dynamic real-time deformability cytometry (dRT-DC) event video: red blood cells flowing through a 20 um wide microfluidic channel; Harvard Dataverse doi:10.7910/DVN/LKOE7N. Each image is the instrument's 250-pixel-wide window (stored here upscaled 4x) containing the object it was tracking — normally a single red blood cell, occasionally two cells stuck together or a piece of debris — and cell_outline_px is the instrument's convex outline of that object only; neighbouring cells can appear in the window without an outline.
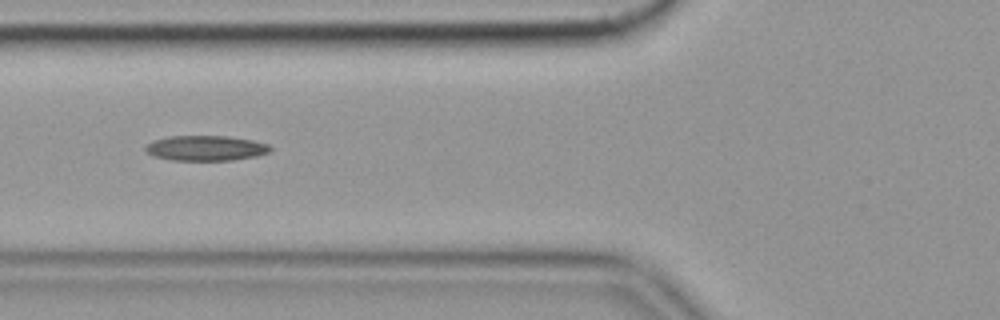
{"species": "common noctule bat (a hibernating species)", "species_latin": "Nyctalus noctula", "temperature_condition": "cold", "stored_images_in_passage": 42, "camera_frame_rate_fps": 3000, "um_per_image_px": 0.085, "animal": {"sex": "female", "body_mass_g": 19.9}, "frame": {"image": 1, "passage_image": 7, "time_ms": 2.0, "image_size_px": [1000, 320], "cell_outline_px": [[272, 148], [268, 152], [256, 156], [232, 160], [172, 160], [152, 156], [144, 152], [144, 148], [152, 140], [172, 136], [228, 136], [252, 140], [268, 144]], "centroid_in_image_um": [17.45, 12.59], "position_along_channel_um": 108.4, "area_um2": 18.32}, "authors_computed_cell_mechanics": {"area_um2": 17.8602, "velocity_mm_per_s": 3.5556, "shape_relaxation_time_tau1_ms": null, "shape_relaxation_time_tau2_ms": 4.8532, "deformation_change_tau1": null, "deformation_change_tau2": 0.1411}}